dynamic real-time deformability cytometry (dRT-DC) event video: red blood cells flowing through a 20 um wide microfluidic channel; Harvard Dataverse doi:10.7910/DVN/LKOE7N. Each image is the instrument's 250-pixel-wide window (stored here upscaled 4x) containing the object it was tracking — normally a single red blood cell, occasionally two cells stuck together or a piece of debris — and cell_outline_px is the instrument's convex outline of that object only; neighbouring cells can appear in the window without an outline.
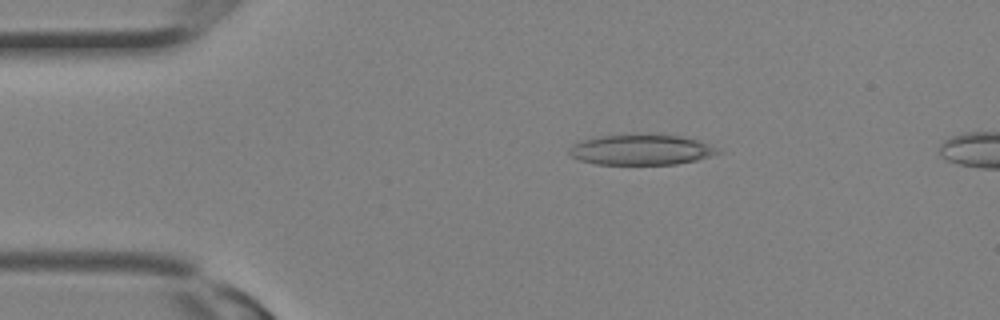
{"species": "Egyptian fruit bat (a non-hibernating species)", "species_latin": "Rousettus aegyptiacus", "temperature_condition": "room temperature", "stored_images_in_passage": 8, "camera_frame_rate_fps": 3000, "um_per_image_px": 0.085, "animal": {"sex": "female"}, "frame": {"image": 1, "passage_image": 1, "time_ms": 0.0, "image_size_px": [1000, 320], "cell_outline_px": [[724, 152], [696, 160], [676, 164], [596, 164], [580, 160], [572, 156], [568, 152], [568, 148], [572, 144], [580, 140], [600, 136], [636, 132], [680, 136], [700, 140]], "centroid_in_image_um": [54.48, 12.69], "position_along_channel_um": 30.5, "area_um2": 26.99}}
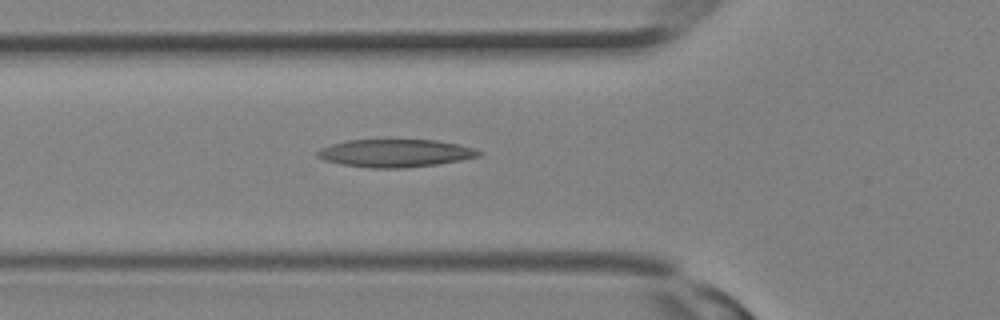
{"frame": {"image": 2, "passage_image": 6, "time_ms": 1.667, "image_size_px": [1000, 320], "cell_outline_px": [[484, 152], [480, 156], [460, 160], [436, 164], [400, 168], [368, 168], [344, 164], [324, 160], [316, 156], [316, 152], [320, 148], [332, 144], [348, 140], [436, 140], [456, 144], [472, 148]], "centroid_in_image_um": [33.58, 13.02], "position_along_channel_um": 92.2, "area_um2": 25.89}}
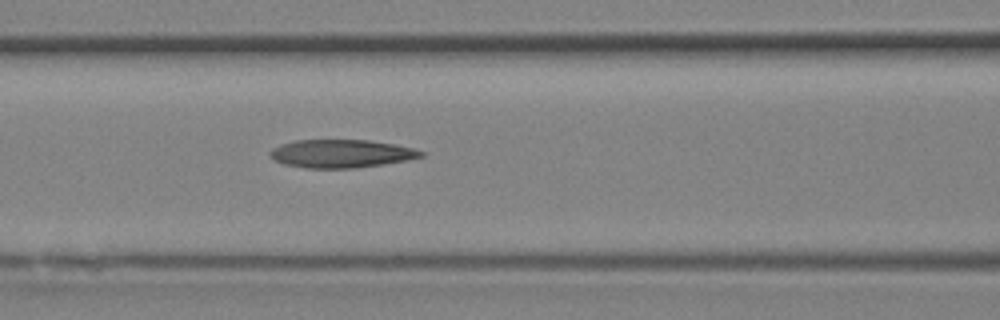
{"frame": {"image": 3, "passage_image": 8, "time_ms": 2.333, "image_size_px": [1000, 320], "cell_outline_px": [[424, 156], [408, 160], [384, 164], [352, 168], [304, 168], [284, 164], [276, 160], [268, 152], [272, 148], [280, 144], [292, 140], [368, 140], [396, 144], [412, 148], [424, 152]], "centroid_in_image_um": [29.0, 13.05], "position_along_channel_um": 137.6, "area_um2": 24.8}}